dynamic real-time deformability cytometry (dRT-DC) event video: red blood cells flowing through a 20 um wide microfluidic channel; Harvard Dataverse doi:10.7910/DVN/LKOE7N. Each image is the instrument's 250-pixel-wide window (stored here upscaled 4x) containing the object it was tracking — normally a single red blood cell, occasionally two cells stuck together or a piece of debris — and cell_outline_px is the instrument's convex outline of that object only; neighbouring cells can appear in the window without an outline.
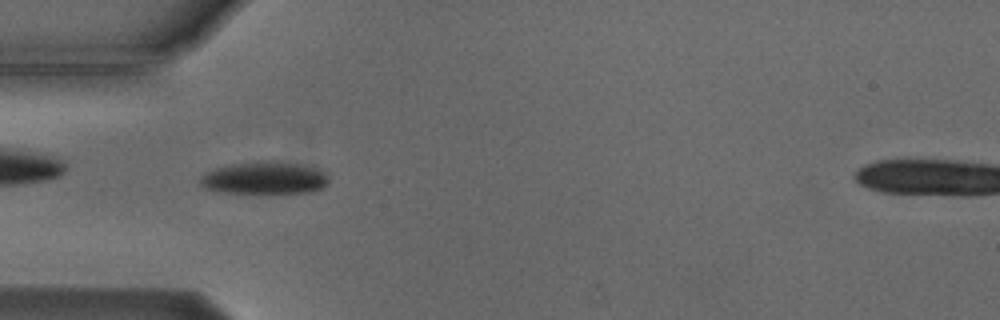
{"species": "Egyptian fruit bat (a non-hibernating species)", "species_latin": "Rousettus aegyptiacus", "temperature_condition": "cold", "stored_images_in_passage": 5, "camera_frame_rate_fps": 3000, "um_per_image_px": 0.085, "animal": {"sex": "male"}, "frame": {"image": 1, "passage_image": 4, "time_ms": 4.333, "image_size_px": [1000, 320], "cell_outline_px": [[328, 184], [312, 192], [272, 196], [224, 192], [204, 188], [200, 184], [200, 176], [204, 172], [216, 168], [232, 164], [256, 160], [272, 160], [296, 164], [312, 168], [324, 172], [328, 176]], "centroid_in_image_um": [22.46, 15.17], "position_along_channel_um": 62.5, "area_um2": 25.32}}
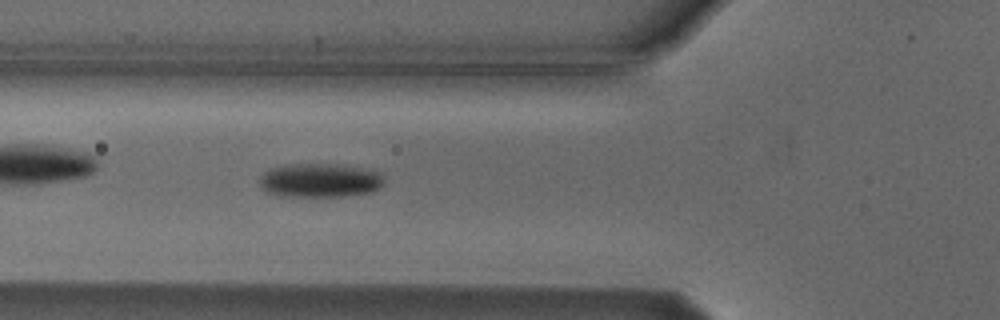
{"frame": {"image": 2, "passage_image": 5, "time_ms": 5.333, "image_size_px": [1000, 320], "cell_outline_px": [[384, 184], [380, 188], [372, 192], [344, 196], [280, 196], [268, 192], [260, 188], [260, 176], [264, 172], [272, 168], [288, 164], [340, 164], [380, 172], [384, 180]], "centroid_in_image_um": [27.2, 15.33], "position_along_channel_um": 98.6, "area_um2": 24.74}}